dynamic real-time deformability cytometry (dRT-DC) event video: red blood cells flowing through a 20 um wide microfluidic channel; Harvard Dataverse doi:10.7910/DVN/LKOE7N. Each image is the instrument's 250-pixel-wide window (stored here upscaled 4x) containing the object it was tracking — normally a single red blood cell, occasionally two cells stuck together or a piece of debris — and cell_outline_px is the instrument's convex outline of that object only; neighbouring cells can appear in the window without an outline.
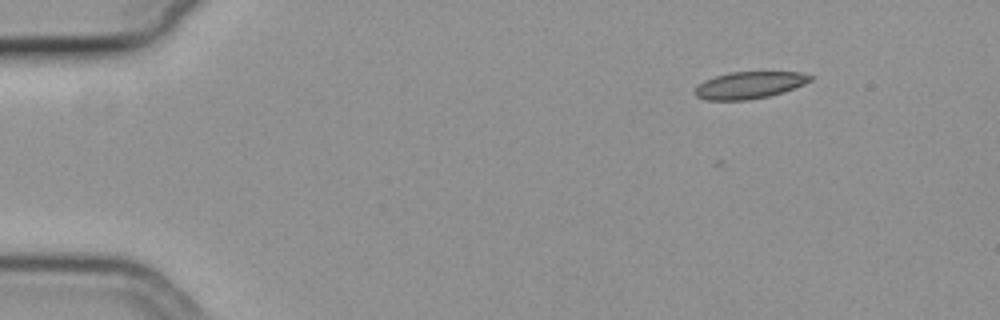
{"species": "common noctule bat (a hibernating species)", "species_latin": "Nyctalus noctula", "temperature_condition": "cold", "stored_images_in_passage": 49, "camera_frame_rate_fps": 3000, "um_per_image_px": 0.085, "animal": {"sex": "female", "body_mass_g": 19.3, "forearm_length_mm": 54.1}, "frame": {"image": 1, "passage_image": 1, "time_ms": 0.0, "image_size_px": [1000, 320], "cell_outline_px": [[812, 80], [804, 84], [768, 96], [748, 100], [704, 100], [696, 96], [696, 88], [704, 80], [728, 72], [800, 72], [812, 76]], "centroid_in_image_um": [63.68, 7.23], "position_along_channel_um": 21.3, "area_um2": 17.86}}
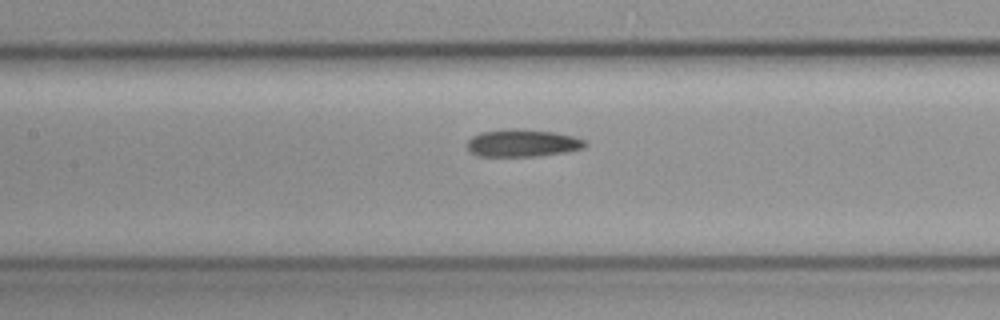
{"frame": {"image": 2, "passage_image": 20, "time_ms": 6.333, "image_size_px": [1000, 320], "cell_outline_px": [[588, 144], [584, 148], [568, 152], [536, 156], [476, 156], [468, 148], [468, 140], [472, 136], [480, 132], [504, 128], [516, 128], [556, 132], [572, 136], [584, 140]], "centroid_in_image_um": [44.42, 12.15], "position_along_channel_um": 163.0, "area_um2": 19.07}}
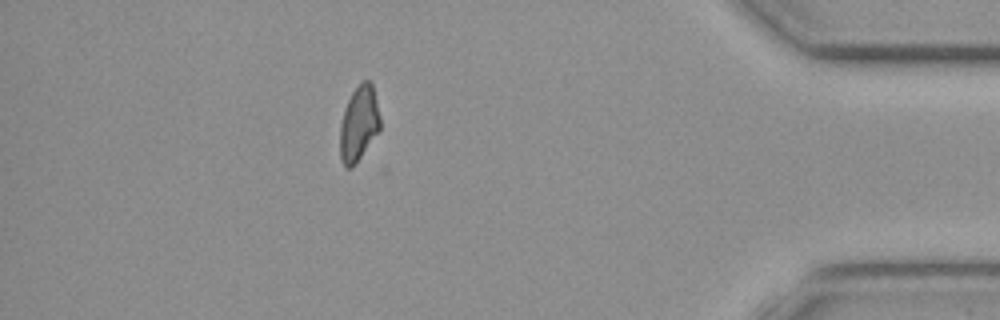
{"frame": {"image": 3, "passage_image": 43, "time_ms": 14.0, "image_size_px": [1000, 320], "cell_outline_px": [[380, 128], [356, 164], [352, 168], [344, 168], [340, 160], [340, 124], [344, 108], [352, 92], [364, 80], [372, 80], [380, 116]], "centroid_in_image_um": [30.49, 10.52], "position_along_channel_um": 404.7, "area_um2": 17.69}}